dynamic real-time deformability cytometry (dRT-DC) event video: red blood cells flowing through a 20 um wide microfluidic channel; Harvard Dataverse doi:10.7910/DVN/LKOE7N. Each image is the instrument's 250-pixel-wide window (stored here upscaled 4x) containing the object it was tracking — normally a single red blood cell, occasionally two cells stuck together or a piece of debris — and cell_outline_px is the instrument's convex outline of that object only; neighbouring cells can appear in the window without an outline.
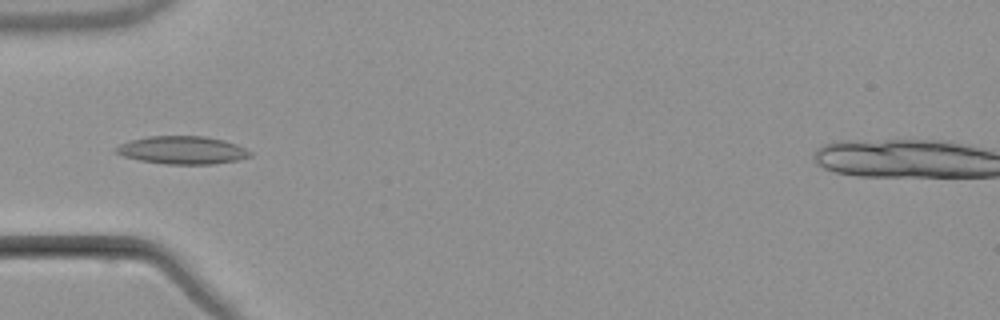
{"species": "common noctule bat (a hibernating species)", "species_latin": "Nyctalus noctula", "temperature_condition": "warm", "stored_images_in_passage": 6, "camera_frame_rate_fps": 3000, "um_per_image_px": 0.085, "animal": {"sex": "male", "body_mass_g": 21.5, "forearm_length_mm": 52.0}, "frame": {"image": 1, "passage_image": 4, "time_ms": 3.667, "image_size_px": [1000, 320], "cell_outline_px": [[252, 156], [236, 160], [212, 164], [164, 164], [140, 160], [124, 156], [116, 152], [116, 148], [120, 144], [132, 140], [148, 136], [204, 136], [224, 140], [236, 144], [252, 152]], "centroid_in_image_um": [15.53, 12.76], "position_along_channel_um": 69.5, "area_um2": 21.62}}
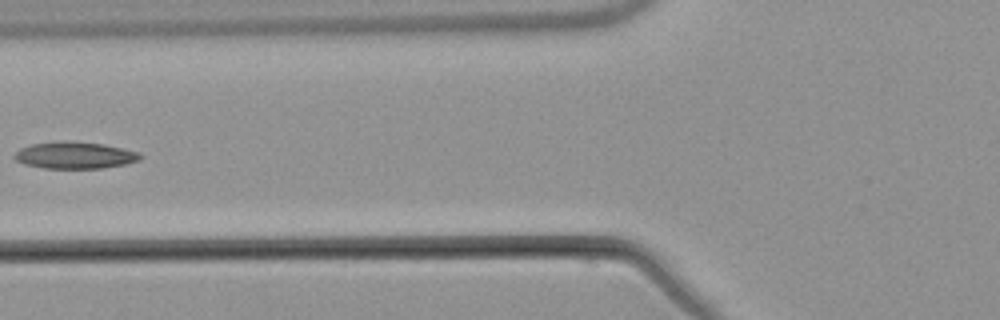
{"frame": {"image": 2, "passage_image": 5, "time_ms": 5.0, "image_size_px": [1000, 320], "cell_outline_px": [[140, 160], [124, 164], [100, 168], [44, 168], [24, 164], [16, 160], [12, 156], [20, 148], [32, 144], [72, 140], [104, 144], [140, 152]], "centroid_in_image_um": [6.34, 13.19], "position_along_channel_um": 119.5, "area_um2": 19.59}}
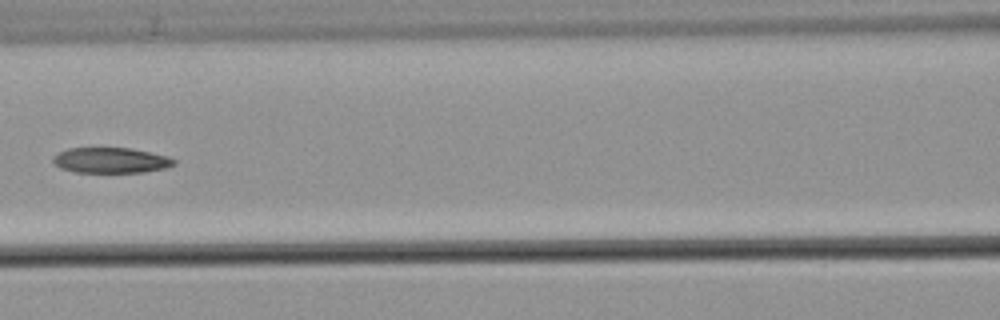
{"frame": {"image": 3, "passage_image": 6, "time_ms": 6.0, "image_size_px": [1000, 320], "cell_outline_px": [[176, 164], [164, 168], [144, 172], [76, 172], [60, 168], [52, 160], [52, 156], [68, 148], [132, 148], [168, 156], [176, 160]], "centroid_in_image_um": [9.43, 13.62], "position_along_channel_um": 157.2, "area_um2": 17.92}}